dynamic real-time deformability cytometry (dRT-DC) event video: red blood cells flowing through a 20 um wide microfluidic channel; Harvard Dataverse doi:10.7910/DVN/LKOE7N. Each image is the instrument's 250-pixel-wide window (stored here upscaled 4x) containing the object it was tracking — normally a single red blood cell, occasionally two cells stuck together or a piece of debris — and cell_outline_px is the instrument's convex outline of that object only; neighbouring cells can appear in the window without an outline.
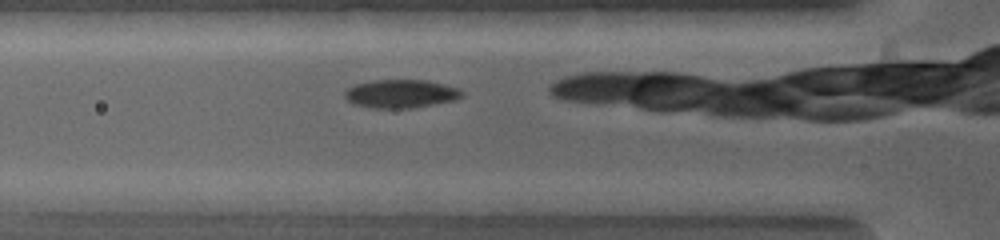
{"species": "common noctule bat (a hibernating species)", "species_latin": "Nyctalus noctula", "temperature_condition": "warm", "stored_images_in_passage": 5, "camera_frame_rate_fps": 5000, "um_per_image_px": 0.085, "animal": {"sex": "female", "body_mass_g": 19.0, "forearm_length_mm": 53.3}, "frame": {"image": 1, "passage_image": 3, "time_ms": 0.4, "image_size_px": [1000, 240], "cell_outline_px": [[464, 96], [456, 100], [408, 108], [376, 108], [352, 104], [344, 96], [344, 92], [348, 88], [356, 84], [376, 80], [424, 80], [444, 84], [456, 88], [464, 92]], "centroid_in_image_um": [34.07, 7.97], "position_along_channel_um": 91.7, "area_um2": 19.19}}